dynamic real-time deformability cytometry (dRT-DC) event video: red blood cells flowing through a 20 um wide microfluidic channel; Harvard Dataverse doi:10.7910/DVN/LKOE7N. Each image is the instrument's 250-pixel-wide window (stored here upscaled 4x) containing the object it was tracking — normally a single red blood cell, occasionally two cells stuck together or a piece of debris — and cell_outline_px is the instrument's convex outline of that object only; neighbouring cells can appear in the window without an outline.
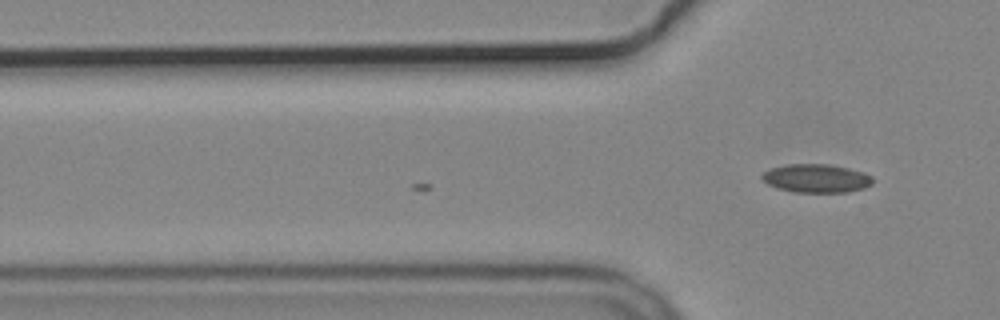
{"species": "common noctule bat (a hibernating species)", "species_latin": "Nyctalus noctula", "temperature_condition": "cold", "stored_images_in_passage": 9, "camera_frame_rate_fps": 3000, "um_per_image_px": 0.085, "animal": {"sex": "male", "body_mass_g": 19.2, "forearm_length_mm": 51.8}, "frame": {"image": 1, "passage_image": 9, "time_ms": 2.667, "image_size_px": [1000, 320], "cell_outline_px": [[872, 184], [864, 188], [848, 192], [796, 192], [780, 188], [768, 184], [760, 176], [764, 172], [772, 168], [788, 164], [828, 164], [848, 168], [864, 172], [872, 176]], "centroid_in_image_um": [69.42, 15.15], "position_along_channel_um": 56.4, "area_um2": 18.21}}